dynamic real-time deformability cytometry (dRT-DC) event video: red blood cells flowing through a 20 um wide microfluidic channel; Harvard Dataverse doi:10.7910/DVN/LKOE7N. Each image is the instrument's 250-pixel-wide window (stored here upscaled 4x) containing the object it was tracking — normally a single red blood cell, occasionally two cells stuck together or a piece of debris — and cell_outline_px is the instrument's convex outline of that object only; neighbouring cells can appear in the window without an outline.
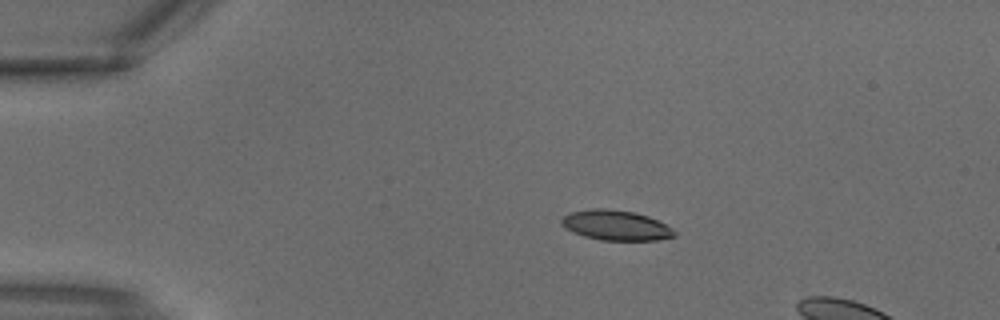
{"species": "common noctule bat (a hibernating species)", "species_latin": "Nyctalus noctula", "temperature_condition": "warm", "stored_images_in_passage": 2, "camera_frame_rate_fps": 3000, "um_per_image_px": 0.085, "animal": {"sex": "male", "body_mass_g": 18.8}, "frame": {"image": 1, "passage_image": 1, "time_ms": 0.0, "image_size_px": [1000, 320], "cell_outline_px": [[676, 236], [660, 240], [600, 240], [584, 236], [572, 232], [564, 228], [560, 224], [560, 220], [564, 216], [572, 212], [592, 208], [604, 208], [632, 212], [648, 216], [672, 228], [676, 232]], "centroid_in_image_um": [52.33, 19.16], "position_along_channel_um": 32.7, "area_um2": 19.77}}